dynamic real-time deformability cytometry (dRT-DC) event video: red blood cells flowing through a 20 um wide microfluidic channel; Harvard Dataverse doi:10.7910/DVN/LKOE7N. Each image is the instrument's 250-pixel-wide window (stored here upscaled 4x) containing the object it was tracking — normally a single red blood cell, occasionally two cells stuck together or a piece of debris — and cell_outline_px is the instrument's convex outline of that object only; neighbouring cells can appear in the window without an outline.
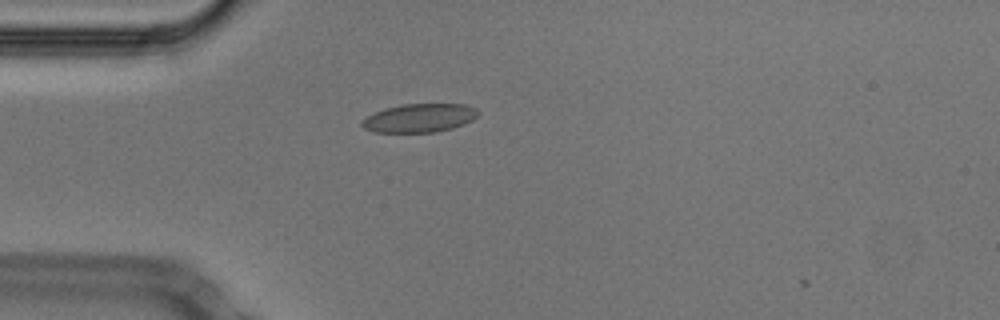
{"species": "Egyptian fruit bat (a non-hibernating species)", "species_latin": "Rousettus aegyptiacus", "temperature_condition": "cold", "stored_images_in_passage": 2, "camera_frame_rate_fps": 3000, "um_per_image_px": 0.085, "animal": {"sex": "male"}, "frame": {"image": 1, "passage_image": 1, "time_ms": 0.0, "image_size_px": [1000, 320], "cell_outline_px": [[480, 112], [472, 120], [464, 124], [452, 128], [436, 132], [376, 132], [364, 128], [360, 124], [368, 116], [384, 108], [404, 104], [464, 104], [476, 108]], "centroid_in_image_um": [35.68, 10.02], "position_along_channel_um": 49.3, "area_um2": 19.19}}